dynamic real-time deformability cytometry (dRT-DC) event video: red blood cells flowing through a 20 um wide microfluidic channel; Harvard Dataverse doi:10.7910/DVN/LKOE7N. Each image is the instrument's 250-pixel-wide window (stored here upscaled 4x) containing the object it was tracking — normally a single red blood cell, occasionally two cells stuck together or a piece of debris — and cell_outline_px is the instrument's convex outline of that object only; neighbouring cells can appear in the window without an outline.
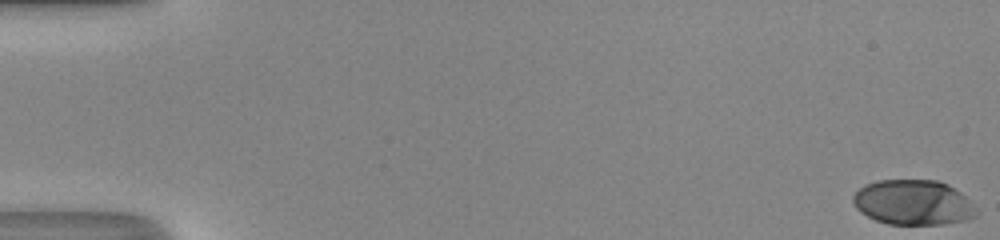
{"species": "human", "species_latin": "Homo sapiens", "temperature_condition": "room temperature", "stored_images_in_passage": 50, "camera_frame_rate_fps": 3000, "um_per_image_px": 0.085, "donor": {"sex": "male"}, "frame": {"image": 1, "passage_image": 1, "time_ms": 0.0, "image_size_px": [1000, 240], "cell_outline_px": [[980, 212], [976, 216], [968, 220], [944, 224], [888, 224], [876, 220], [860, 212], [856, 208], [852, 200], [852, 196], [864, 184], [876, 180], [936, 180], [948, 184], [960, 192]], "centroid_in_image_um": [77.62, 17.21], "position_along_channel_um": 7.4, "area_um2": 32.54}}
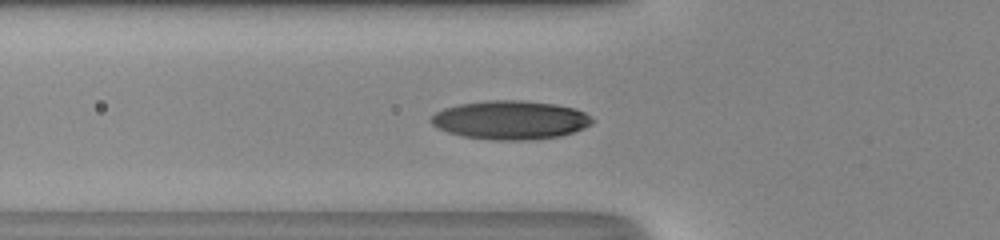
{"frame": {"image": 2, "passage_image": 19, "time_ms": 6.0, "image_size_px": [1000, 240], "cell_outline_px": [[596, 120], [592, 124], [584, 128], [560, 136], [524, 140], [496, 140], [464, 136], [448, 132], [432, 124], [428, 120], [436, 112], [444, 108], [460, 104], [488, 100], [520, 100], [556, 104], [576, 108], [592, 116]], "centroid_in_image_um": [43.42, 10.19], "position_along_channel_um": 82.4, "area_um2": 36.36}}
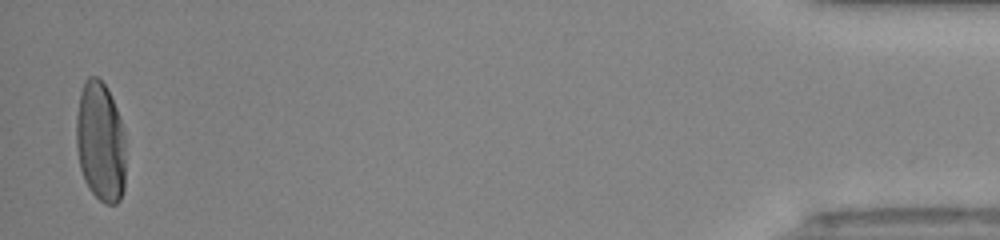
{"frame": {"image": 3, "passage_image": 49, "time_ms": 16.0, "image_size_px": [1000, 240], "cell_outline_px": [[124, 188], [120, 200], [116, 204], [104, 204], [88, 188], [84, 180], [80, 168], [76, 148], [76, 116], [80, 92], [84, 80], [88, 76], [96, 76], [104, 84], [116, 108], [124, 132]], "centroid_in_image_um": [8.51, 12.07], "position_along_channel_um": 426.7, "area_um2": 34.68}, "authors_computed_cell_mechanics": {"area_um2": 34.2176, "velocity_mm_per_s": 4.3122, "shape_relaxation_time_tau1_ms": 3.0949, "shape_relaxation_time_tau2_ms": null, "deformation_change_tau1": 0.1774, "deformation_change_tau2": null}}